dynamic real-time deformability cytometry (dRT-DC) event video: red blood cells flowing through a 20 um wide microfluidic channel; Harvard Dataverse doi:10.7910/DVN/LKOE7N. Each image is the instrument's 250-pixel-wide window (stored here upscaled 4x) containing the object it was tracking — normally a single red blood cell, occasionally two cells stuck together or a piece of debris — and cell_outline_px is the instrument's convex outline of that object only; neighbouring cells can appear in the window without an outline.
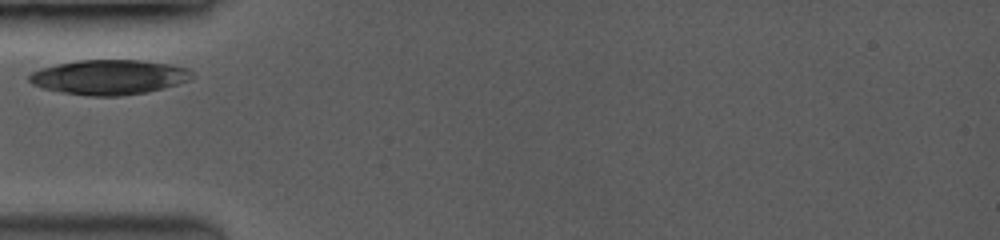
{"species": "common noctule bat (a hibernating species)", "species_latin": "Nyctalus noctula", "temperature_condition": "room temperature", "stored_images_in_passage": 10, "camera_frame_rate_fps": 3500, "um_per_image_px": 0.085, "animal": {"sex": "female", "body_mass_g": 19.0, "forearm_length_mm": 53.3}, "frame": {"image": 1, "passage_image": 1, "time_ms": 0.0, "image_size_px": [1000, 240], "cell_outline_px": [[196, 76], [188, 80], [176, 84], [144, 92], [116, 96], [92, 96], [64, 92], [44, 88], [32, 84], [28, 80], [28, 76], [32, 72], [40, 68], [56, 64], [76, 60], [144, 60], [168, 64], [188, 68]], "centroid_in_image_um": [9.26, 6.54], "position_along_channel_um": 75.7, "area_um2": 32.77}}